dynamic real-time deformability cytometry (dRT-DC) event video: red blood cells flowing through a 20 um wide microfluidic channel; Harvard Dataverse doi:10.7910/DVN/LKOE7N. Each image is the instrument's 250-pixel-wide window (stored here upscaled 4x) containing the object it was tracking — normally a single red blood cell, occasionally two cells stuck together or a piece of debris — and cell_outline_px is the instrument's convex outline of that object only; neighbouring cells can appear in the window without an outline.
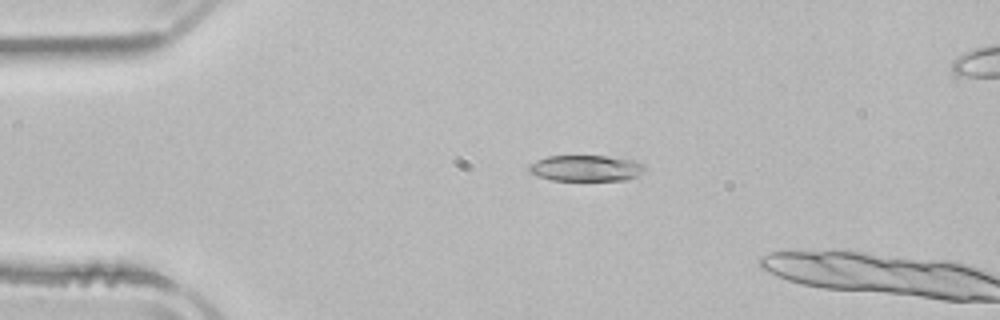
{"species": "common noctule bat (a hibernating species)", "species_latin": "Nyctalus noctula", "temperature_condition": "room temperature", "stored_images_in_passage": 13, "camera_frame_rate_fps": 3000, "um_per_image_px": 0.085, "animal": {"sex": "male", "body_mass_g": 21.5, "forearm_length_mm": 52.0}, "frame": {"image": 1, "passage_image": 11, "time_ms": 3.333, "image_size_px": [1000, 320], "cell_outline_px": [[648, 168], [644, 172], [628, 180], [552, 180], [536, 176], [528, 172], [528, 164], [536, 160], [548, 156], [604, 156], [632, 160], [644, 164]], "centroid_in_image_um": [49.79, 14.3], "position_along_channel_um": 35.2, "area_um2": 17.74}}